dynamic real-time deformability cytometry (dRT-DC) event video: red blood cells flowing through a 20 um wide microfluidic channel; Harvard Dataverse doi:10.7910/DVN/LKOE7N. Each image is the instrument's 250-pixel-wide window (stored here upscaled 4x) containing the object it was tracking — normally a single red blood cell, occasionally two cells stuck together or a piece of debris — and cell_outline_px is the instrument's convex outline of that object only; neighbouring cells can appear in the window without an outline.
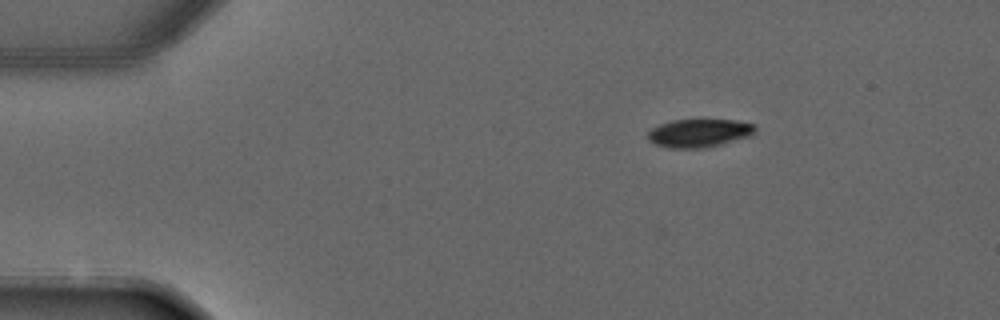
{"species": "common noctule bat (a hibernating species)", "species_latin": "Nyctalus noctula", "temperature_condition": "warm", "stored_images_in_passage": 2, "camera_frame_rate_fps": 3000, "um_per_image_px": 0.085, "animal": {"sex": "male", "forearm_length_mm": 52.5}, "frame": {"image": 1, "passage_image": 1, "time_ms": 0.0, "image_size_px": [1000, 320], "cell_outline_px": [[756, 132], [752, 136], [704, 148], [668, 148], [656, 144], [648, 140], [648, 132], [652, 128], [660, 124], [672, 120], [736, 120], [756, 124]], "centroid_in_image_um": [59.46, 11.31], "position_along_channel_um": 25.5, "area_um2": 17.74}}